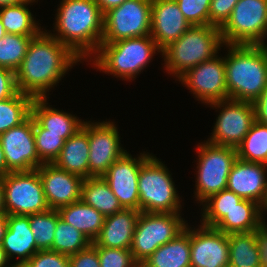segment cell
<instances>
[{
	"label": "cell",
	"instance_id": "obj_21",
	"mask_svg": "<svg viewBox=\"0 0 267 267\" xmlns=\"http://www.w3.org/2000/svg\"><path fill=\"white\" fill-rule=\"evenodd\" d=\"M2 249L14 267H22L37 251V243L30 229V217L25 215H7V230L2 241Z\"/></svg>",
	"mask_w": 267,
	"mask_h": 267
},
{
	"label": "cell",
	"instance_id": "obj_29",
	"mask_svg": "<svg viewBox=\"0 0 267 267\" xmlns=\"http://www.w3.org/2000/svg\"><path fill=\"white\" fill-rule=\"evenodd\" d=\"M36 0H26L18 4L0 7V20L6 33L24 36H37L43 29L34 20L31 10L27 7Z\"/></svg>",
	"mask_w": 267,
	"mask_h": 267
},
{
	"label": "cell",
	"instance_id": "obj_16",
	"mask_svg": "<svg viewBox=\"0 0 267 267\" xmlns=\"http://www.w3.org/2000/svg\"><path fill=\"white\" fill-rule=\"evenodd\" d=\"M148 152L140 153L133 158L126 152L117 159L102 176L109 184L111 191L125 209L139 211L138 176L141 165L151 156Z\"/></svg>",
	"mask_w": 267,
	"mask_h": 267
},
{
	"label": "cell",
	"instance_id": "obj_8",
	"mask_svg": "<svg viewBox=\"0 0 267 267\" xmlns=\"http://www.w3.org/2000/svg\"><path fill=\"white\" fill-rule=\"evenodd\" d=\"M180 215V212H140L130 248L134 260L139 265L157 248L185 230L188 223Z\"/></svg>",
	"mask_w": 267,
	"mask_h": 267
},
{
	"label": "cell",
	"instance_id": "obj_32",
	"mask_svg": "<svg viewBox=\"0 0 267 267\" xmlns=\"http://www.w3.org/2000/svg\"><path fill=\"white\" fill-rule=\"evenodd\" d=\"M33 98L17 92L14 96L0 101V134L19 126L31 115Z\"/></svg>",
	"mask_w": 267,
	"mask_h": 267
},
{
	"label": "cell",
	"instance_id": "obj_10",
	"mask_svg": "<svg viewBox=\"0 0 267 267\" xmlns=\"http://www.w3.org/2000/svg\"><path fill=\"white\" fill-rule=\"evenodd\" d=\"M152 0H126L104 13L101 43L150 35Z\"/></svg>",
	"mask_w": 267,
	"mask_h": 267
},
{
	"label": "cell",
	"instance_id": "obj_24",
	"mask_svg": "<svg viewBox=\"0 0 267 267\" xmlns=\"http://www.w3.org/2000/svg\"><path fill=\"white\" fill-rule=\"evenodd\" d=\"M89 152L88 133L81 128L65 141L53 164L57 168L86 179L89 178Z\"/></svg>",
	"mask_w": 267,
	"mask_h": 267
},
{
	"label": "cell",
	"instance_id": "obj_42",
	"mask_svg": "<svg viewBox=\"0 0 267 267\" xmlns=\"http://www.w3.org/2000/svg\"><path fill=\"white\" fill-rule=\"evenodd\" d=\"M70 267H100L96 248L90 244L87 248L69 256Z\"/></svg>",
	"mask_w": 267,
	"mask_h": 267
},
{
	"label": "cell",
	"instance_id": "obj_4",
	"mask_svg": "<svg viewBox=\"0 0 267 267\" xmlns=\"http://www.w3.org/2000/svg\"><path fill=\"white\" fill-rule=\"evenodd\" d=\"M223 46L219 27L191 26L178 40L161 51L165 70L179 78L187 70L212 59Z\"/></svg>",
	"mask_w": 267,
	"mask_h": 267
},
{
	"label": "cell",
	"instance_id": "obj_1",
	"mask_svg": "<svg viewBox=\"0 0 267 267\" xmlns=\"http://www.w3.org/2000/svg\"><path fill=\"white\" fill-rule=\"evenodd\" d=\"M50 32L41 31L32 38L15 72L18 91L32 98H49L47 92L57 86L70 68L82 61Z\"/></svg>",
	"mask_w": 267,
	"mask_h": 267
},
{
	"label": "cell",
	"instance_id": "obj_52",
	"mask_svg": "<svg viewBox=\"0 0 267 267\" xmlns=\"http://www.w3.org/2000/svg\"><path fill=\"white\" fill-rule=\"evenodd\" d=\"M265 211H267V193H266L265 200H264L263 204L261 205V214H265V213H263Z\"/></svg>",
	"mask_w": 267,
	"mask_h": 267
},
{
	"label": "cell",
	"instance_id": "obj_27",
	"mask_svg": "<svg viewBox=\"0 0 267 267\" xmlns=\"http://www.w3.org/2000/svg\"><path fill=\"white\" fill-rule=\"evenodd\" d=\"M60 218L81 231L91 242L99 236L105 216L82 200L58 210Z\"/></svg>",
	"mask_w": 267,
	"mask_h": 267
},
{
	"label": "cell",
	"instance_id": "obj_14",
	"mask_svg": "<svg viewBox=\"0 0 267 267\" xmlns=\"http://www.w3.org/2000/svg\"><path fill=\"white\" fill-rule=\"evenodd\" d=\"M177 80L187 86L198 101L207 105L228 99L225 57L215 55L212 59L187 70Z\"/></svg>",
	"mask_w": 267,
	"mask_h": 267
},
{
	"label": "cell",
	"instance_id": "obj_33",
	"mask_svg": "<svg viewBox=\"0 0 267 267\" xmlns=\"http://www.w3.org/2000/svg\"><path fill=\"white\" fill-rule=\"evenodd\" d=\"M91 243L81 231L60 218L57 211V224L51 251L70 256L87 248Z\"/></svg>",
	"mask_w": 267,
	"mask_h": 267
},
{
	"label": "cell",
	"instance_id": "obj_25",
	"mask_svg": "<svg viewBox=\"0 0 267 267\" xmlns=\"http://www.w3.org/2000/svg\"><path fill=\"white\" fill-rule=\"evenodd\" d=\"M140 267H191L190 226L173 240L157 248Z\"/></svg>",
	"mask_w": 267,
	"mask_h": 267
},
{
	"label": "cell",
	"instance_id": "obj_45",
	"mask_svg": "<svg viewBox=\"0 0 267 267\" xmlns=\"http://www.w3.org/2000/svg\"><path fill=\"white\" fill-rule=\"evenodd\" d=\"M262 267H267V224L262 223L257 229Z\"/></svg>",
	"mask_w": 267,
	"mask_h": 267
},
{
	"label": "cell",
	"instance_id": "obj_50",
	"mask_svg": "<svg viewBox=\"0 0 267 267\" xmlns=\"http://www.w3.org/2000/svg\"><path fill=\"white\" fill-rule=\"evenodd\" d=\"M0 214H6L4 206V187L2 178H0Z\"/></svg>",
	"mask_w": 267,
	"mask_h": 267
},
{
	"label": "cell",
	"instance_id": "obj_17",
	"mask_svg": "<svg viewBox=\"0 0 267 267\" xmlns=\"http://www.w3.org/2000/svg\"><path fill=\"white\" fill-rule=\"evenodd\" d=\"M190 262L191 267H228V234L203 224L190 227Z\"/></svg>",
	"mask_w": 267,
	"mask_h": 267
},
{
	"label": "cell",
	"instance_id": "obj_13",
	"mask_svg": "<svg viewBox=\"0 0 267 267\" xmlns=\"http://www.w3.org/2000/svg\"><path fill=\"white\" fill-rule=\"evenodd\" d=\"M115 122L84 121L82 128L89 138V178L102 177L108 168L127 150L120 145L119 132Z\"/></svg>",
	"mask_w": 267,
	"mask_h": 267
},
{
	"label": "cell",
	"instance_id": "obj_26",
	"mask_svg": "<svg viewBox=\"0 0 267 267\" xmlns=\"http://www.w3.org/2000/svg\"><path fill=\"white\" fill-rule=\"evenodd\" d=\"M263 216L260 204L243 199L214 228L225 234L253 232L265 223Z\"/></svg>",
	"mask_w": 267,
	"mask_h": 267
},
{
	"label": "cell",
	"instance_id": "obj_47",
	"mask_svg": "<svg viewBox=\"0 0 267 267\" xmlns=\"http://www.w3.org/2000/svg\"><path fill=\"white\" fill-rule=\"evenodd\" d=\"M6 175H7V164H6L4 151L2 149L1 142H0V178Z\"/></svg>",
	"mask_w": 267,
	"mask_h": 267
},
{
	"label": "cell",
	"instance_id": "obj_6",
	"mask_svg": "<svg viewBox=\"0 0 267 267\" xmlns=\"http://www.w3.org/2000/svg\"><path fill=\"white\" fill-rule=\"evenodd\" d=\"M170 171L151 155L138 176L139 211L149 213H179L182 205Z\"/></svg>",
	"mask_w": 267,
	"mask_h": 267
},
{
	"label": "cell",
	"instance_id": "obj_30",
	"mask_svg": "<svg viewBox=\"0 0 267 267\" xmlns=\"http://www.w3.org/2000/svg\"><path fill=\"white\" fill-rule=\"evenodd\" d=\"M229 266L262 267L257 230L228 234Z\"/></svg>",
	"mask_w": 267,
	"mask_h": 267
},
{
	"label": "cell",
	"instance_id": "obj_37",
	"mask_svg": "<svg viewBox=\"0 0 267 267\" xmlns=\"http://www.w3.org/2000/svg\"><path fill=\"white\" fill-rule=\"evenodd\" d=\"M34 136L39 159L43 163H53L65 143L62 134L45 133V129L34 119Z\"/></svg>",
	"mask_w": 267,
	"mask_h": 267
},
{
	"label": "cell",
	"instance_id": "obj_19",
	"mask_svg": "<svg viewBox=\"0 0 267 267\" xmlns=\"http://www.w3.org/2000/svg\"><path fill=\"white\" fill-rule=\"evenodd\" d=\"M190 27L175 0H152L150 35L161 51Z\"/></svg>",
	"mask_w": 267,
	"mask_h": 267
},
{
	"label": "cell",
	"instance_id": "obj_22",
	"mask_svg": "<svg viewBox=\"0 0 267 267\" xmlns=\"http://www.w3.org/2000/svg\"><path fill=\"white\" fill-rule=\"evenodd\" d=\"M140 212L124 208L106 216L101 232L94 242L100 247L130 249Z\"/></svg>",
	"mask_w": 267,
	"mask_h": 267
},
{
	"label": "cell",
	"instance_id": "obj_23",
	"mask_svg": "<svg viewBox=\"0 0 267 267\" xmlns=\"http://www.w3.org/2000/svg\"><path fill=\"white\" fill-rule=\"evenodd\" d=\"M48 106L47 98H33L31 116L45 129V133L62 134L66 141L82 128L84 120Z\"/></svg>",
	"mask_w": 267,
	"mask_h": 267
},
{
	"label": "cell",
	"instance_id": "obj_7",
	"mask_svg": "<svg viewBox=\"0 0 267 267\" xmlns=\"http://www.w3.org/2000/svg\"><path fill=\"white\" fill-rule=\"evenodd\" d=\"M201 143L197 147L199 159L194 192L200 205L210 196L227 188L230 170L238 158L235 147L213 145L207 141Z\"/></svg>",
	"mask_w": 267,
	"mask_h": 267
},
{
	"label": "cell",
	"instance_id": "obj_46",
	"mask_svg": "<svg viewBox=\"0 0 267 267\" xmlns=\"http://www.w3.org/2000/svg\"><path fill=\"white\" fill-rule=\"evenodd\" d=\"M95 1L99 5L102 13L104 14L108 10L118 7L126 0H95Z\"/></svg>",
	"mask_w": 267,
	"mask_h": 267
},
{
	"label": "cell",
	"instance_id": "obj_53",
	"mask_svg": "<svg viewBox=\"0 0 267 267\" xmlns=\"http://www.w3.org/2000/svg\"><path fill=\"white\" fill-rule=\"evenodd\" d=\"M6 31L4 29V26L2 25V22L0 20V39L3 38L6 35Z\"/></svg>",
	"mask_w": 267,
	"mask_h": 267
},
{
	"label": "cell",
	"instance_id": "obj_36",
	"mask_svg": "<svg viewBox=\"0 0 267 267\" xmlns=\"http://www.w3.org/2000/svg\"><path fill=\"white\" fill-rule=\"evenodd\" d=\"M28 216L30 217V229L37 243L38 251L50 250L56 230L57 210L48 209Z\"/></svg>",
	"mask_w": 267,
	"mask_h": 267
},
{
	"label": "cell",
	"instance_id": "obj_20",
	"mask_svg": "<svg viewBox=\"0 0 267 267\" xmlns=\"http://www.w3.org/2000/svg\"><path fill=\"white\" fill-rule=\"evenodd\" d=\"M227 190L262 205L267 193V165L237 158L227 180Z\"/></svg>",
	"mask_w": 267,
	"mask_h": 267
},
{
	"label": "cell",
	"instance_id": "obj_28",
	"mask_svg": "<svg viewBox=\"0 0 267 267\" xmlns=\"http://www.w3.org/2000/svg\"><path fill=\"white\" fill-rule=\"evenodd\" d=\"M81 200L105 217L124 209L103 177H90L83 180Z\"/></svg>",
	"mask_w": 267,
	"mask_h": 267
},
{
	"label": "cell",
	"instance_id": "obj_3",
	"mask_svg": "<svg viewBox=\"0 0 267 267\" xmlns=\"http://www.w3.org/2000/svg\"><path fill=\"white\" fill-rule=\"evenodd\" d=\"M228 99L253 102L267 86V44H227Z\"/></svg>",
	"mask_w": 267,
	"mask_h": 267
},
{
	"label": "cell",
	"instance_id": "obj_38",
	"mask_svg": "<svg viewBox=\"0 0 267 267\" xmlns=\"http://www.w3.org/2000/svg\"><path fill=\"white\" fill-rule=\"evenodd\" d=\"M97 250L100 267H140L130 249L100 247L91 243Z\"/></svg>",
	"mask_w": 267,
	"mask_h": 267
},
{
	"label": "cell",
	"instance_id": "obj_48",
	"mask_svg": "<svg viewBox=\"0 0 267 267\" xmlns=\"http://www.w3.org/2000/svg\"><path fill=\"white\" fill-rule=\"evenodd\" d=\"M7 230V214H0V245Z\"/></svg>",
	"mask_w": 267,
	"mask_h": 267
},
{
	"label": "cell",
	"instance_id": "obj_11",
	"mask_svg": "<svg viewBox=\"0 0 267 267\" xmlns=\"http://www.w3.org/2000/svg\"><path fill=\"white\" fill-rule=\"evenodd\" d=\"M7 215H31L49 208L37 169L10 172L2 177Z\"/></svg>",
	"mask_w": 267,
	"mask_h": 267
},
{
	"label": "cell",
	"instance_id": "obj_34",
	"mask_svg": "<svg viewBox=\"0 0 267 267\" xmlns=\"http://www.w3.org/2000/svg\"><path fill=\"white\" fill-rule=\"evenodd\" d=\"M241 200L243 199L227 189L210 196L202 203L201 224L214 227Z\"/></svg>",
	"mask_w": 267,
	"mask_h": 267
},
{
	"label": "cell",
	"instance_id": "obj_41",
	"mask_svg": "<svg viewBox=\"0 0 267 267\" xmlns=\"http://www.w3.org/2000/svg\"><path fill=\"white\" fill-rule=\"evenodd\" d=\"M239 0H211L209 7V25L221 28L230 18L234 6Z\"/></svg>",
	"mask_w": 267,
	"mask_h": 267
},
{
	"label": "cell",
	"instance_id": "obj_2",
	"mask_svg": "<svg viewBox=\"0 0 267 267\" xmlns=\"http://www.w3.org/2000/svg\"><path fill=\"white\" fill-rule=\"evenodd\" d=\"M50 33L77 57L92 59L102 42L103 17L95 0H62ZM92 55V56H91Z\"/></svg>",
	"mask_w": 267,
	"mask_h": 267
},
{
	"label": "cell",
	"instance_id": "obj_5",
	"mask_svg": "<svg viewBox=\"0 0 267 267\" xmlns=\"http://www.w3.org/2000/svg\"><path fill=\"white\" fill-rule=\"evenodd\" d=\"M156 51L161 53L151 35L101 43L92 57V64L105 74L110 73L127 81L133 80L147 67Z\"/></svg>",
	"mask_w": 267,
	"mask_h": 267
},
{
	"label": "cell",
	"instance_id": "obj_18",
	"mask_svg": "<svg viewBox=\"0 0 267 267\" xmlns=\"http://www.w3.org/2000/svg\"><path fill=\"white\" fill-rule=\"evenodd\" d=\"M37 170L50 209L58 210L81 200L84 180L81 176L57 168L53 163H43Z\"/></svg>",
	"mask_w": 267,
	"mask_h": 267
},
{
	"label": "cell",
	"instance_id": "obj_49",
	"mask_svg": "<svg viewBox=\"0 0 267 267\" xmlns=\"http://www.w3.org/2000/svg\"><path fill=\"white\" fill-rule=\"evenodd\" d=\"M0 267H14L12 263L9 265V260L7 259L5 251L2 249L1 245H0Z\"/></svg>",
	"mask_w": 267,
	"mask_h": 267
},
{
	"label": "cell",
	"instance_id": "obj_39",
	"mask_svg": "<svg viewBox=\"0 0 267 267\" xmlns=\"http://www.w3.org/2000/svg\"><path fill=\"white\" fill-rule=\"evenodd\" d=\"M191 26L209 25L211 0H175Z\"/></svg>",
	"mask_w": 267,
	"mask_h": 267
},
{
	"label": "cell",
	"instance_id": "obj_12",
	"mask_svg": "<svg viewBox=\"0 0 267 267\" xmlns=\"http://www.w3.org/2000/svg\"><path fill=\"white\" fill-rule=\"evenodd\" d=\"M208 105L220 113L207 142L237 148L255 121L252 102L227 99Z\"/></svg>",
	"mask_w": 267,
	"mask_h": 267
},
{
	"label": "cell",
	"instance_id": "obj_40",
	"mask_svg": "<svg viewBox=\"0 0 267 267\" xmlns=\"http://www.w3.org/2000/svg\"><path fill=\"white\" fill-rule=\"evenodd\" d=\"M22 267H70L69 256L51 250H39Z\"/></svg>",
	"mask_w": 267,
	"mask_h": 267
},
{
	"label": "cell",
	"instance_id": "obj_15",
	"mask_svg": "<svg viewBox=\"0 0 267 267\" xmlns=\"http://www.w3.org/2000/svg\"><path fill=\"white\" fill-rule=\"evenodd\" d=\"M0 142L6 159L7 174L38 169L43 164L36 151L34 118L31 115L19 126L0 134Z\"/></svg>",
	"mask_w": 267,
	"mask_h": 267
},
{
	"label": "cell",
	"instance_id": "obj_31",
	"mask_svg": "<svg viewBox=\"0 0 267 267\" xmlns=\"http://www.w3.org/2000/svg\"><path fill=\"white\" fill-rule=\"evenodd\" d=\"M236 150L240 160L267 165V125L254 121Z\"/></svg>",
	"mask_w": 267,
	"mask_h": 267
},
{
	"label": "cell",
	"instance_id": "obj_35",
	"mask_svg": "<svg viewBox=\"0 0 267 267\" xmlns=\"http://www.w3.org/2000/svg\"><path fill=\"white\" fill-rule=\"evenodd\" d=\"M35 36L6 34L0 39V67L16 72Z\"/></svg>",
	"mask_w": 267,
	"mask_h": 267
},
{
	"label": "cell",
	"instance_id": "obj_44",
	"mask_svg": "<svg viewBox=\"0 0 267 267\" xmlns=\"http://www.w3.org/2000/svg\"><path fill=\"white\" fill-rule=\"evenodd\" d=\"M252 104L255 121L267 125V86Z\"/></svg>",
	"mask_w": 267,
	"mask_h": 267
},
{
	"label": "cell",
	"instance_id": "obj_43",
	"mask_svg": "<svg viewBox=\"0 0 267 267\" xmlns=\"http://www.w3.org/2000/svg\"><path fill=\"white\" fill-rule=\"evenodd\" d=\"M17 92L15 72L0 67V101L14 96Z\"/></svg>",
	"mask_w": 267,
	"mask_h": 267
},
{
	"label": "cell",
	"instance_id": "obj_9",
	"mask_svg": "<svg viewBox=\"0 0 267 267\" xmlns=\"http://www.w3.org/2000/svg\"><path fill=\"white\" fill-rule=\"evenodd\" d=\"M220 32L224 45H266L267 0H239Z\"/></svg>",
	"mask_w": 267,
	"mask_h": 267
},
{
	"label": "cell",
	"instance_id": "obj_51",
	"mask_svg": "<svg viewBox=\"0 0 267 267\" xmlns=\"http://www.w3.org/2000/svg\"><path fill=\"white\" fill-rule=\"evenodd\" d=\"M23 1H26V0H0V7L18 4V3H21Z\"/></svg>",
	"mask_w": 267,
	"mask_h": 267
}]
</instances>
